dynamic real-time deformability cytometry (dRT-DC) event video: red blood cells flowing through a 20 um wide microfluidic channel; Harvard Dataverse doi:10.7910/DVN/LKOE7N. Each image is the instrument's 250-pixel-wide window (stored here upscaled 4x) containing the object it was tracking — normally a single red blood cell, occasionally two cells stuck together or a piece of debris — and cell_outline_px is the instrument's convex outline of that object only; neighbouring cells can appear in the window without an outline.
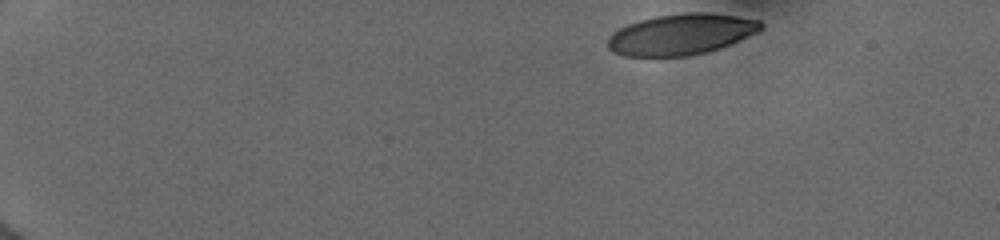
{"species": "human", "species_latin": "Homo sapiens", "temperature_condition": "cold", "stored_images_in_passage": 14, "camera_frame_rate_fps": 3000, "um_per_image_px": 0.085, "donor": {"sex": "female"}, "frame": {"image": 1, "passage_image": 1, "time_ms": 0.0, "image_size_px": [1000, 240], "cell_outline_px": [[764, 28], [760, 32], [720, 48], [688, 56], [624, 56], [612, 52], [608, 48], [608, 36], [612, 32], [628, 24], [640, 20], [656, 16], [684, 12], [708, 12], [736, 16], [760, 20], [764, 24]], "centroid_in_image_um": [57.92, 2.91], "position_along_channel_um": 27.1, "area_um2": 36.76}}
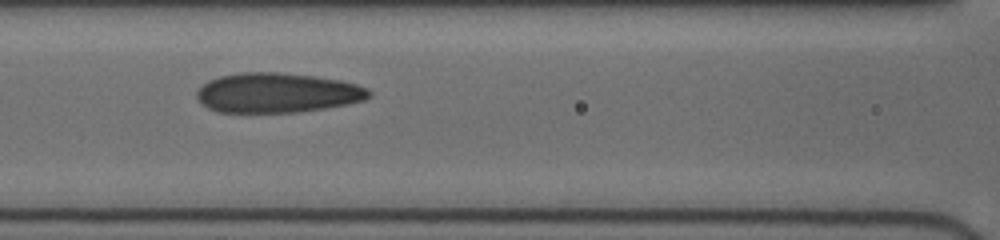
{"frame": {"image": 2, "passage_image": 10, "time_ms": 6.0, "image_size_px": [1000, 240], "cell_outline_px": [[372, 96], [364, 100], [348, 104], [324, 108], [296, 112], [220, 112], [208, 108], [196, 96], [196, 88], [208, 80], [220, 76], [240, 72], [280, 72], [316, 76], [340, 80], [356, 84], [368, 88], [372, 92]], "centroid_in_image_um": [23.57, 7.87], "position_along_channel_um": 143.0, "area_um2": 40.11}}
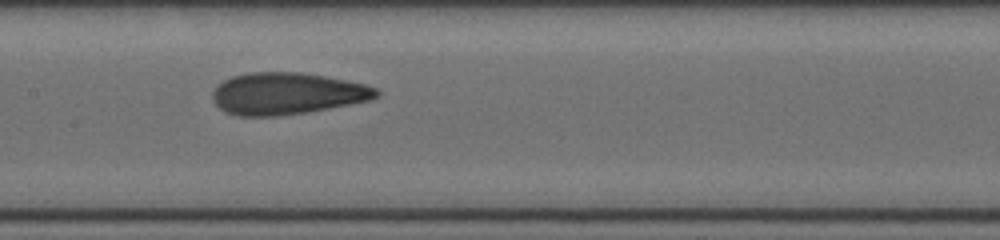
{"frame": {"image": 3, "passage_image": 12, "time_ms": 7.0, "image_size_px": [1000, 240], "cell_outline_px": [[380, 96], [372, 100], [352, 104], [308, 112], [276, 116], [236, 116], [224, 112], [212, 100], [212, 92], [216, 84], [232, 76], [248, 72], [300, 72], [324, 76], [368, 84], [376, 88], [380, 92]], "centroid_in_image_um": [24.4, 7.95], "position_along_channel_um": 183.0, "area_um2": 40.46}}